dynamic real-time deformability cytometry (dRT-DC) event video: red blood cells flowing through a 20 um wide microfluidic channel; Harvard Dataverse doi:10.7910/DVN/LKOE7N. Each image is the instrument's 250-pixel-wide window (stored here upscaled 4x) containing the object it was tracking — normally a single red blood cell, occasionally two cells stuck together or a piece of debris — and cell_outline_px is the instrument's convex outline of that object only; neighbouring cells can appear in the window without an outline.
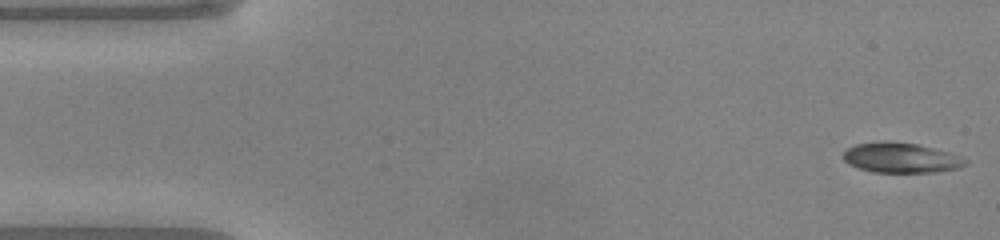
{"species": "common noctule bat (a hibernating species)", "species_latin": "Nyctalus noctula", "temperature_condition": "warm", "stored_images_in_passage": 49, "camera_frame_rate_fps": 3000, "um_per_image_px": 0.085, "animal": {"sex": "male", "body_mass_g": 20.0, "forearm_length_mm": 53.3}, "frame": {"image": 1, "passage_image": 1, "time_ms": 0.0, "image_size_px": [1000, 240], "cell_outline_px": [[968, 164], [960, 168], [936, 172], [872, 172], [848, 164], [844, 160], [844, 152], [848, 148], [856, 144], [884, 140], [888, 140], [916, 144], [948, 152], [960, 156], [968, 160]], "centroid_in_image_um": [76.6, 13.41], "position_along_channel_um": 8.4, "area_um2": 21.44}}
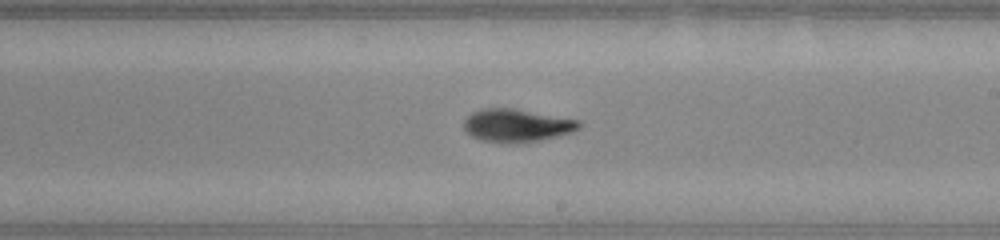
{"frame": {"image": 2, "passage_image": 27, "time_ms": 8.667, "image_size_px": [1000, 240], "cell_outline_px": [[584, 124], [580, 128], [572, 132], [556, 136], [520, 144], [480, 140], [472, 136], [464, 128], [464, 120], [472, 112], [480, 108], [512, 108], [580, 120]], "centroid_in_image_um": [43.94, 10.66], "position_along_channel_um": 245.1, "area_um2": 22.14}}
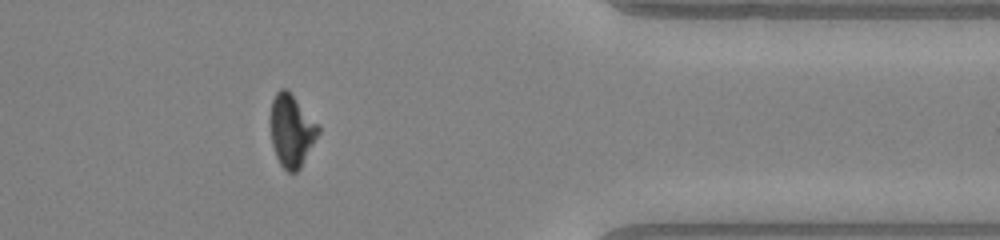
{"frame": {"image": 3, "passage_image": 39, "time_ms": 12.667, "image_size_px": [1000, 240], "cell_outline_px": [[320, 132], [300, 168], [296, 172], [288, 172], [280, 164], [276, 156], [272, 144], [272, 100], [276, 92], [280, 88], [288, 88], [320, 128]], "centroid_in_image_um": [24.79, 11.09], "position_along_channel_um": 386.6, "area_um2": 19.77}, "authors_computed_cell_mechanics": {"area_um2": 21.2704, "velocity_mm_per_s": 4.1001, "shape_relaxation_time_tau1_ms": 2.5814, "shape_relaxation_time_tau2_ms": 3.5288, "deformation_change_tau1": 0.1724, "deformation_change_tau2": 0.1051}}